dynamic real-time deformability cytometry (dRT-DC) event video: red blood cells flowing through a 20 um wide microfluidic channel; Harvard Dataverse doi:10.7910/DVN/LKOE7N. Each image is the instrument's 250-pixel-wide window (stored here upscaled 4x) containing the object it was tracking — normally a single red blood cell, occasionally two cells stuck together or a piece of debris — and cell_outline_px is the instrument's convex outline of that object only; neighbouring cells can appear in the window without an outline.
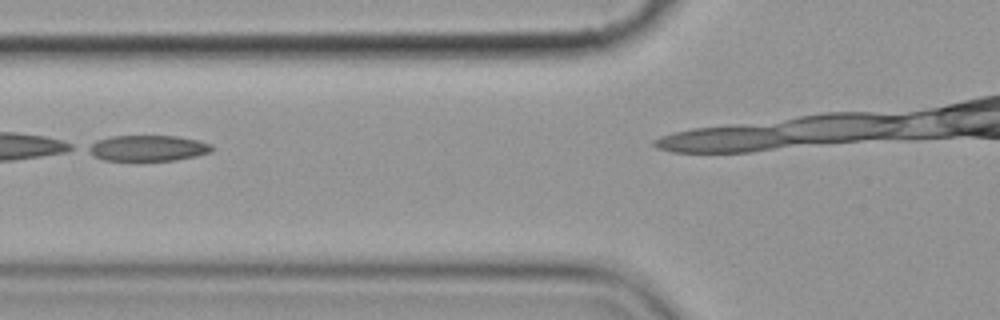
{"species": "common noctule bat (a hibernating species)", "species_latin": "Nyctalus noctula", "temperature_condition": "cold", "stored_images_in_passage": 5, "camera_frame_rate_fps": 3000, "um_per_image_px": 0.085, "animal": {"sex": "female", "body_mass_g": 19.9}, "frame": {"image": 1, "passage_image": 4, "time_ms": 3.667, "image_size_px": [1000, 320], "cell_outline_px": [[212, 152], [196, 156], [176, 160], [136, 164], [104, 160], [92, 156], [84, 148], [88, 144], [96, 140], [112, 136], [176, 136], [196, 140], [212, 144]], "centroid_in_image_um": [12.46, 12.65], "position_along_channel_um": 113.3, "area_um2": 19.77}}